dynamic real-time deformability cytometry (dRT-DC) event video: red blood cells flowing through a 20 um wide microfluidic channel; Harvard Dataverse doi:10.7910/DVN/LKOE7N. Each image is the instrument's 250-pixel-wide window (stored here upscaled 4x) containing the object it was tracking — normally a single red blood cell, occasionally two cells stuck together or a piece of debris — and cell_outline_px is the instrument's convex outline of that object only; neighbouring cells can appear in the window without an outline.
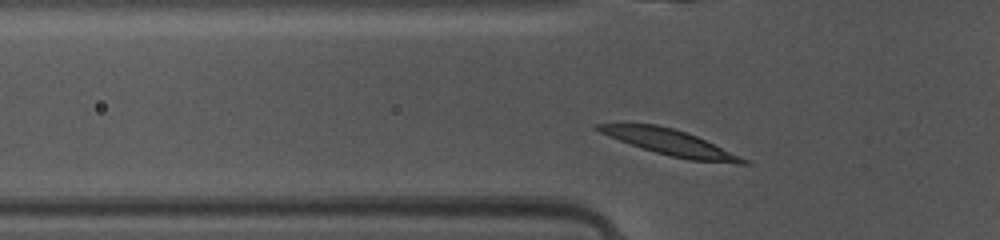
{"species": "common noctule bat (a hibernating species)", "species_latin": "Nyctalus noctula", "temperature_condition": "warm", "stored_images_in_passage": 41, "camera_frame_rate_fps": 3000, "um_per_image_px": 0.085, "animal": {"sex": "female", "body_mass_g": 10.0, "forearm_length_mm": 53.1}, "frame": {"image": 1, "passage_image": 8, "time_ms": 2.333, "image_size_px": [1000, 240], "cell_outline_px": [[752, 164], [736, 164], [688, 160], [656, 152], [620, 140], [600, 132], [592, 128], [596, 124], [656, 124], [672, 128], [696, 136], [740, 156], [748, 160]], "centroid_in_image_um": [56.99, 12.12], "position_along_channel_um": 68.8, "area_um2": 21.27}}
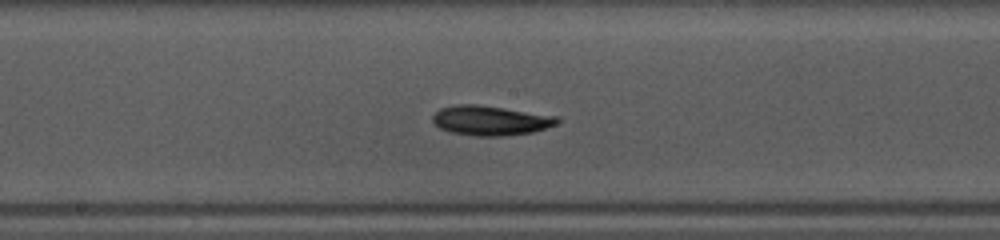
{"frame": {"image": 2, "passage_image": 18, "time_ms": 5.667, "image_size_px": [1000, 240], "cell_outline_px": [[560, 120], [556, 124], [532, 132], [504, 136], [476, 136], [448, 132], [440, 128], [432, 120], [432, 116], [440, 108], [456, 104], [476, 104], [560, 116]], "centroid_in_image_um": [41.68, 10.24], "position_along_channel_um": 206.5, "area_um2": 21.62}}
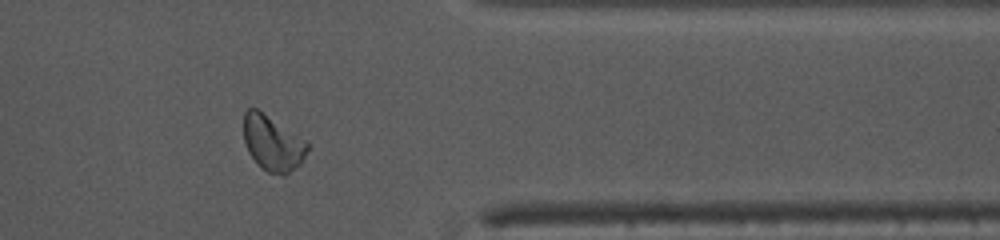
{"frame": {"image": 3, "passage_image": 32, "time_ms": 10.333, "image_size_px": [1000, 240], "cell_outline_px": [[308, 148], [300, 164], [284, 176], [280, 176], [268, 172], [256, 164], [248, 152], [244, 140], [244, 112], [248, 108], [256, 108], [304, 140], [308, 144]], "centroid_in_image_um": [23.13, 12.2], "position_along_channel_um": 388.3, "area_um2": 20.23}, "authors_computed_cell_mechanics": {"area_um2": 20.3456, "velocity_mm_per_s": 4.1213, "shape_relaxation_time_tau1_ms": 3.7672, "shape_relaxation_time_tau2_ms": 6.5325, "deformation_change_tau1": 0.1554, "deformation_change_tau2": 0.1421}}